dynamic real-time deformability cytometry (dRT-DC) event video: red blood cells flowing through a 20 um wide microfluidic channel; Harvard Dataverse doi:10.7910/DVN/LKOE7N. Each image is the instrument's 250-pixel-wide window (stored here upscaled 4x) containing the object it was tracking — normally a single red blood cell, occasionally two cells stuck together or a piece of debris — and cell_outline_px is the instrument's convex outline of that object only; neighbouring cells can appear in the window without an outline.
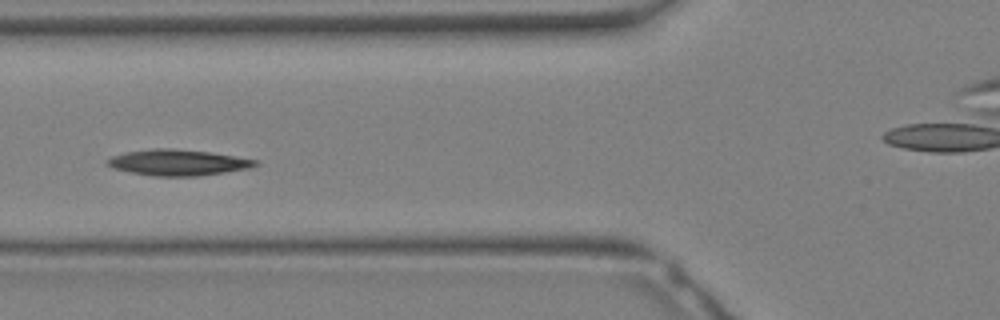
{"species": "Egyptian fruit bat (a non-hibernating species)", "species_latin": "Rousettus aegyptiacus", "temperature_condition": "warm", "stored_images_in_passage": 29, "camera_frame_rate_fps": 3000, "um_per_image_px": 0.085, "animal": {"sex": "female"}, "frame": {"image": 1, "passage_image": 11, "time_ms": 3.333, "image_size_px": [1000, 320], "cell_outline_px": [[260, 164], [252, 168], [200, 176], [152, 176], [112, 168], [104, 160], [112, 156], [124, 152], [152, 148], [168, 148], [208, 152], [260, 160]], "centroid_in_image_um": [15.15, 13.81], "position_along_channel_um": 110.7, "area_um2": 22.54}}
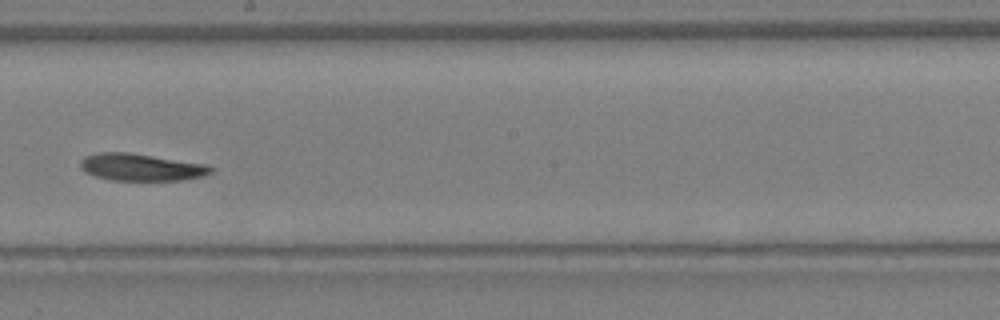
{"frame": {"image": 2, "passage_image": 17, "time_ms": 5.333, "image_size_px": [1000, 320], "cell_outline_px": [[212, 172], [204, 176], [184, 180], [112, 180], [96, 176], [80, 168], [80, 160], [84, 156], [96, 152], [128, 152], [208, 164], [212, 168]], "centroid_in_image_um": [12.01, 14.2], "position_along_channel_um": 236.2, "area_um2": 20.69}}
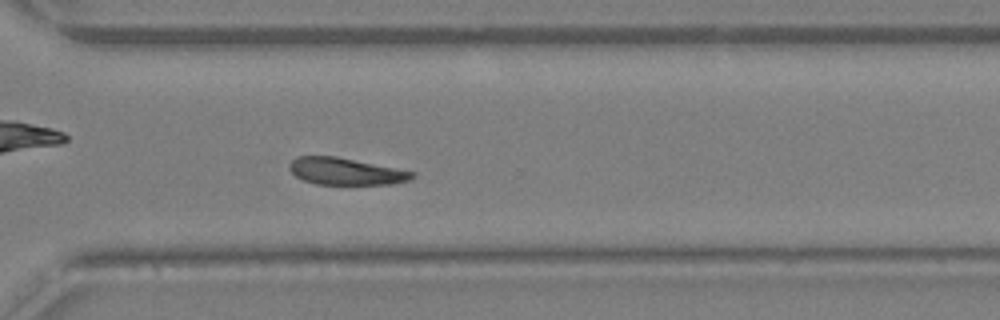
{"frame": {"image": 3, "passage_image": 22, "time_ms": 7.0, "image_size_px": [1000, 320], "cell_outline_px": [[416, 176], [408, 180], [392, 184], [316, 184], [304, 180], [296, 176], [288, 168], [288, 164], [296, 156], [336, 156], [416, 172]], "centroid_in_image_um": [29.38, 14.56], "position_along_channel_um": 341.2, "area_um2": 19.25}}